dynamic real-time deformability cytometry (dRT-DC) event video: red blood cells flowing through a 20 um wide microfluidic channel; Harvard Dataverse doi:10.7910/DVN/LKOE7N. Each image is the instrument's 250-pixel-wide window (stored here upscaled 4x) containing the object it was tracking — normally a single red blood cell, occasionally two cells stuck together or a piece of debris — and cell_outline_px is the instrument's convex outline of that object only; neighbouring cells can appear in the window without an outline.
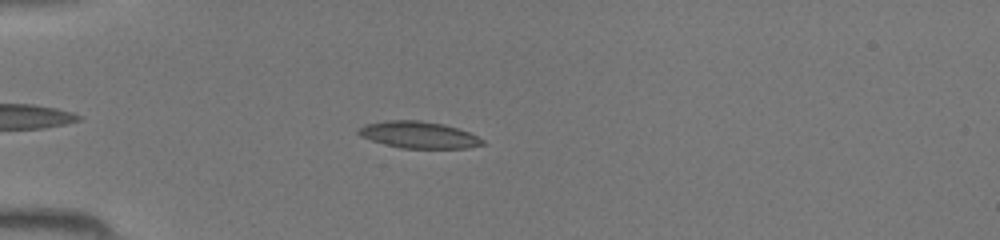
{"species": "common noctule bat (a hibernating species)", "species_latin": "Nyctalus noctula", "temperature_condition": "room temperature", "stored_images_in_passage": 36, "camera_frame_rate_fps": 3000, "um_per_image_px": 0.085, "animal": {"sex": "female", "body_mass_g": 19.5, "forearm_length_mm": 54.1}, "frame": {"image": 1, "passage_image": 7, "time_ms": 2.0, "image_size_px": [1000, 240], "cell_outline_px": [[484, 144], [468, 148], [400, 148], [384, 144], [360, 136], [356, 132], [364, 124], [384, 120], [420, 120], [444, 124], [468, 132], [484, 140]], "centroid_in_image_um": [35.56, 11.45], "position_along_channel_um": 49.4, "area_um2": 19.31}}
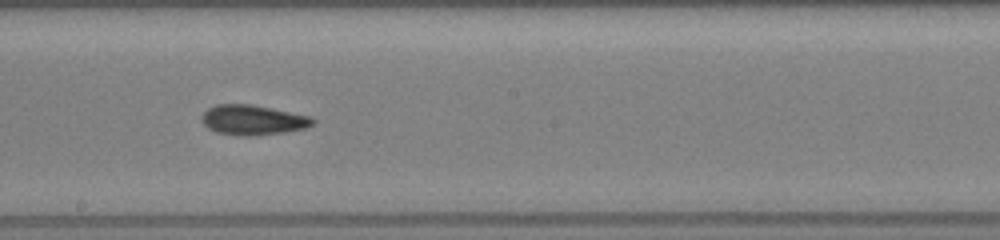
{"frame": {"image": 2, "passage_image": 20, "time_ms": 6.333, "image_size_px": [1000, 240], "cell_outline_px": [[316, 120], [312, 124], [304, 128], [284, 132], [256, 136], [244, 136], [216, 132], [208, 128], [200, 120], [200, 116], [208, 108], [216, 104], [252, 104], [312, 116]], "centroid_in_image_um": [21.48, 10.19], "position_along_channel_um": 226.7, "area_um2": 19.54}}
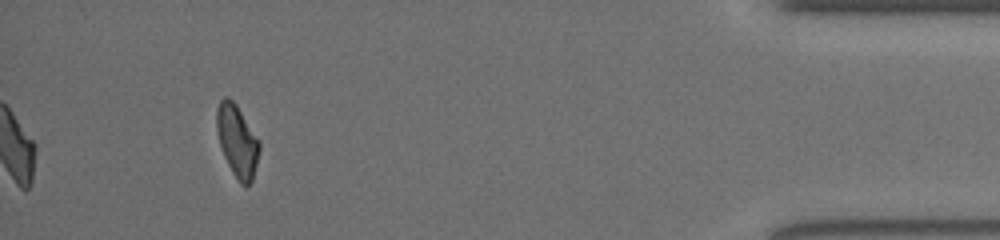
{"frame": {"image": 3, "passage_image": 36, "time_ms": 11.667, "image_size_px": [1000, 240], "cell_outline_px": [[260, 148], [252, 180], [244, 188], [240, 184], [232, 172], [224, 156], [220, 144], [216, 128], [216, 108], [220, 100], [224, 96], [228, 96], [236, 104], [260, 140]], "centroid_in_image_um": [20.16, 11.95], "position_along_channel_um": 415.0, "area_um2": 17.98}}